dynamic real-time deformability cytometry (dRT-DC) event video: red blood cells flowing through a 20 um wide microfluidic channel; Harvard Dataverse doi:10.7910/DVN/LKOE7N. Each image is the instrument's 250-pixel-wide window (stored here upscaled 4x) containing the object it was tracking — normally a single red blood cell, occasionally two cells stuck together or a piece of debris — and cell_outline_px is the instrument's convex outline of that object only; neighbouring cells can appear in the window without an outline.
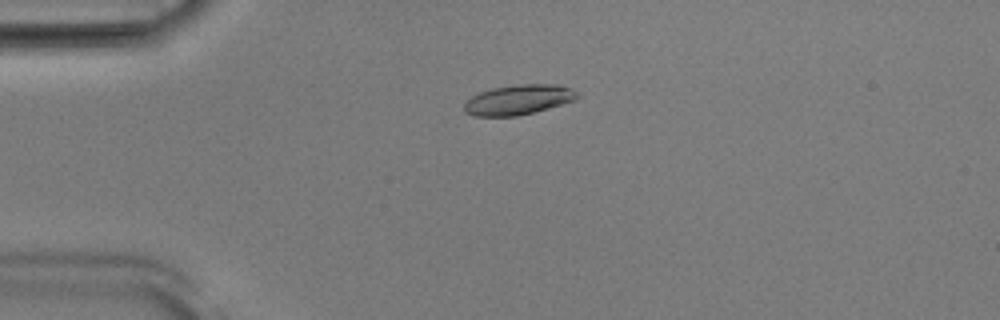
{"species": "Egyptian fruit bat (a non-hibernating species)", "species_latin": "Rousettus aegyptiacus", "temperature_condition": "room temperature", "stored_images_in_passage": 53, "camera_frame_rate_fps": 3000, "um_per_image_px": 0.085, "animal": {"sex": "male"}, "frame": {"image": 1, "passage_image": 13, "time_ms": 4.0, "image_size_px": [1000, 320], "cell_outline_px": [[580, 96], [576, 100], [548, 108], [516, 116], [476, 116], [464, 112], [464, 104], [472, 96], [480, 92], [492, 88], [520, 84], [560, 84], [572, 88]], "centroid_in_image_um": [44.1, 8.47], "position_along_channel_um": 40.9, "area_um2": 19.71}}
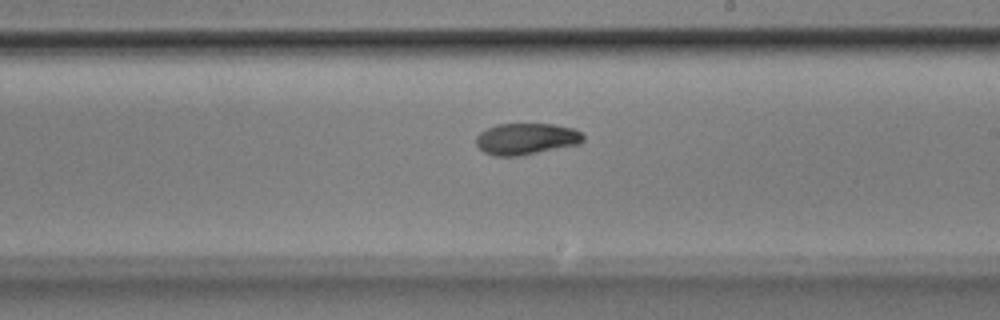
{"frame": {"image": 2, "passage_image": 31, "time_ms": 10.0, "image_size_px": [1000, 320], "cell_outline_px": [[584, 140], [580, 144], [520, 156], [496, 156], [484, 152], [476, 144], [476, 136], [480, 132], [496, 124], [552, 124], [572, 128], [580, 132], [584, 136]], "centroid_in_image_um": [44.73, 11.81], "position_along_channel_um": 244.3, "area_um2": 19.65}}
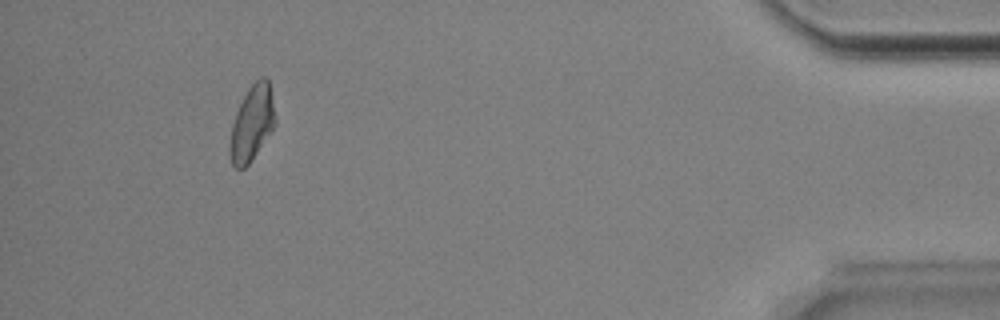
{"frame": {"image": 3, "passage_image": 49, "time_ms": 16.0, "image_size_px": [1000, 320], "cell_outline_px": [[276, 124], [248, 164], [244, 168], [236, 168], [232, 164], [228, 152], [228, 148], [232, 124], [236, 112], [248, 88], [260, 76], [264, 76], [268, 80], [276, 116]], "centroid_in_image_um": [21.4, 10.47], "position_along_channel_um": 413.8, "area_um2": 19.77}, "authors_computed_cell_mechanics": {"area_um2": 19.8832, "velocity_mm_per_s": 3.8702, "shape_relaxation_time_tau1_ms": 4.6566, "shape_relaxation_time_tau2_ms": 2.7079, "deformation_change_tau1": 0.1415, "deformation_change_tau2": 0.0545}}